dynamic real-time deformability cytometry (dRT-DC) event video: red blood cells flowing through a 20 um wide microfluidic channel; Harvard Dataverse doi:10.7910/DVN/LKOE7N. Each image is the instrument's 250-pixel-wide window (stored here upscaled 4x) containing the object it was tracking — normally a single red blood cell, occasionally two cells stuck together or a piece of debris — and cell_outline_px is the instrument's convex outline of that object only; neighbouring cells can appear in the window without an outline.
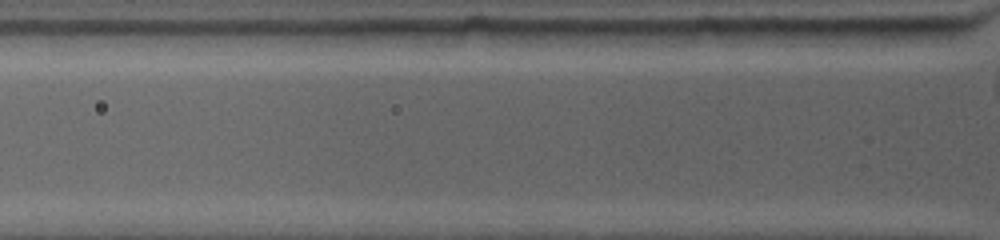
{"species": "common noctule bat (a hibernating species)", "species_latin": "Nyctalus noctula", "temperature_condition": "warm", "stored_images_in_passage": 3, "segment_of_instrument_passage": [2, 2], "camera_frame_rate_fps": 4500, "um_per_image_px": 0.085, "animal": {"sex": "female", "body_mass_g": 19.0, "forearm_length_mm": 53.3}, "frame": {"image": 1, "passage_image": 3, "time_ms": 1.556, "image_size_px": [1000, 240], "cell_outline_px": [[956, 36], [948, 44], [860, 44], [848, 28], [952, 28]], "centroid_in_image_um": [76.79, 3.04], "position_along_channel_um": 49.0, "area_um2": 11.44}}